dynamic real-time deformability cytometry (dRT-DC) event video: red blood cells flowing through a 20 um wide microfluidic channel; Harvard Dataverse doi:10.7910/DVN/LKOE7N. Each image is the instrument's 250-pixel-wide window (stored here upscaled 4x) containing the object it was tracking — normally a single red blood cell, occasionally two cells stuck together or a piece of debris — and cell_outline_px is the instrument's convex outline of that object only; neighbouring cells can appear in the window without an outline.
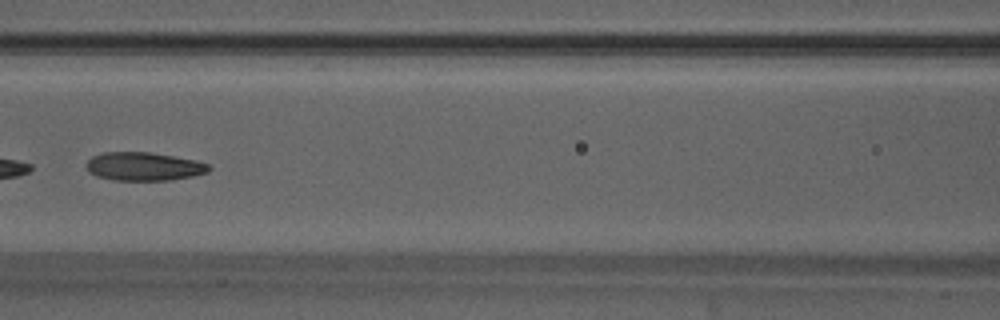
{"species": "Egyptian fruit bat (a non-hibernating species)", "species_latin": "Rousettus aegyptiacus", "temperature_condition": "warm", "stored_images_in_passage": 37, "camera_frame_rate_fps": 3000, "um_per_image_px": 0.085, "animal": {"sex": "male"}, "frame": {"image": 1, "passage_image": 22, "time_ms": 7.0, "image_size_px": [1000, 320], "cell_outline_px": [[212, 168], [208, 172], [192, 176], [172, 180], [112, 180], [96, 176], [88, 172], [84, 164], [92, 156], [104, 152], [148, 152], [196, 160], [208, 164]], "centroid_in_image_um": [12.19, 14.15], "position_along_channel_um": 154.4, "area_um2": 20.4}}